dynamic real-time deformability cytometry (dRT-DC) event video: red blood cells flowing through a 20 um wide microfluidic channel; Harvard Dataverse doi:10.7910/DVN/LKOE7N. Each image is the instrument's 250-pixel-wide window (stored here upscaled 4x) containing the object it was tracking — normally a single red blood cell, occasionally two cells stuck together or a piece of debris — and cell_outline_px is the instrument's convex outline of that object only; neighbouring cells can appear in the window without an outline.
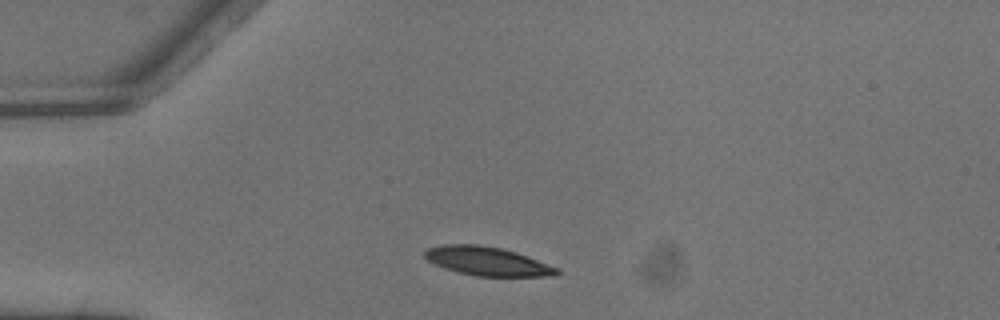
{"species": "common noctule bat (a hibernating species)", "species_latin": "Nyctalus noctula", "temperature_condition": "warm", "stored_images_in_passage": 3, "camera_frame_rate_fps": 3000, "um_per_image_px": 0.085, "animal": {"sex": "male", "body_mass_g": 13.3}, "frame": {"image": 1, "passage_image": 1, "time_ms": 0.0, "image_size_px": [1000, 320], "cell_outline_px": [[560, 272], [556, 276], [476, 276], [456, 272], [444, 268], [428, 260], [424, 256], [424, 252], [428, 248], [444, 244], [480, 244], [504, 248], [516, 252], [560, 268]], "centroid_in_image_um": [41.44, 22.2], "position_along_channel_um": 43.6, "area_um2": 22.31}}
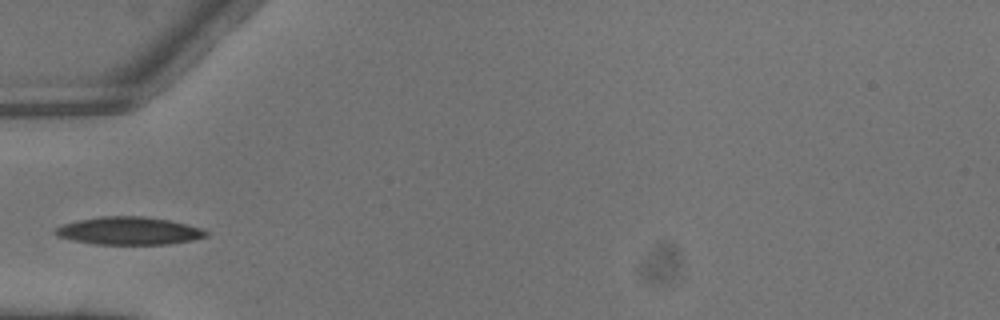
{"frame": {"image": 2, "passage_image": 2, "time_ms": 0.333, "image_size_px": [1000, 320], "cell_outline_px": [[208, 236], [192, 240], [172, 244], [92, 244], [72, 240], [56, 236], [52, 232], [56, 228], [64, 224], [76, 220], [100, 216], [144, 216], [168, 220], [200, 228], [208, 232]], "centroid_in_image_um": [10.92, 19.62], "position_along_channel_um": 74.1, "area_um2": 24.45}}
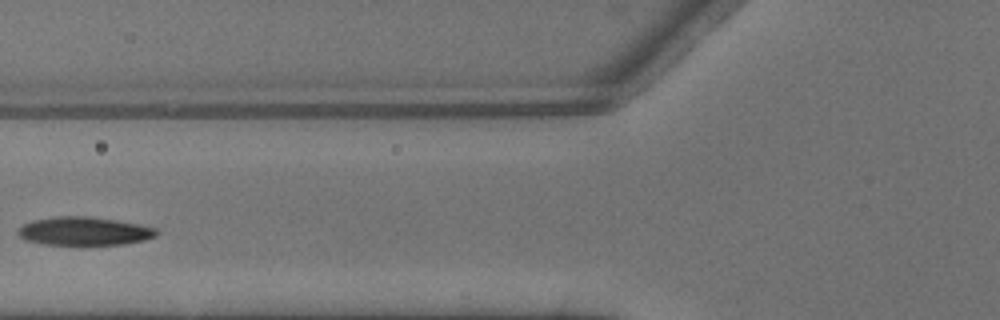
{"frame": {"image": 3, "passage_image": 3, "time_ms": 0.667, "image_size_px": [1000, 320], "cell_outline_px": [[160, 232], [156, 236], [144, 240], [124, 244], [44, 244], [24, 240], [16, 232], [24, 224], [32, 220], [52, 216], [88, 216], [116, 220], [140, 224], [156, 228]], "centroid_in_image_um": [7.17, 19.63], "position_along_channel_um": 118.6, "area_um2": 22.95}}